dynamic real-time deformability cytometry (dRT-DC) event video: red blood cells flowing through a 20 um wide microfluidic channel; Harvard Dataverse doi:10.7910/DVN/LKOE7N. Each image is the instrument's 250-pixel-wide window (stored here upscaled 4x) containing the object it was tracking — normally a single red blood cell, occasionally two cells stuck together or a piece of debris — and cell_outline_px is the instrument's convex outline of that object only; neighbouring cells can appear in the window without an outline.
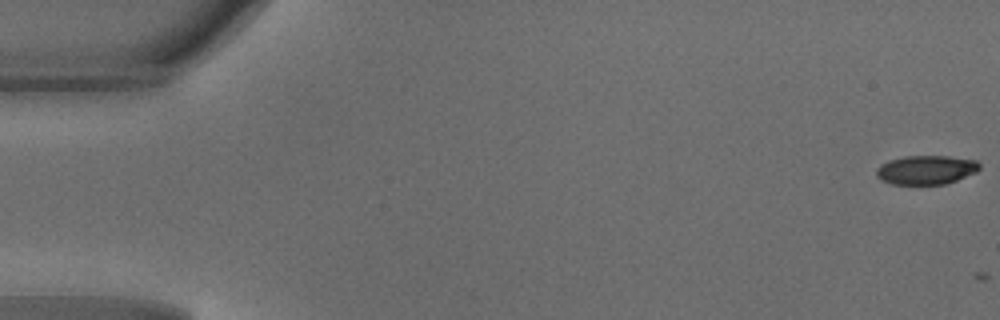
{"species": "common noctule bat (a hibernating species)", "species_latin": "Nyctalus noctula", "temperature_condition": "warm", "stored_images_in_passage": 2, "camera_frame_rate_fps": 3000, "um_per_image_px": 0.085, "animal": {"sex": "male", "body_mass_g": 18.8}, "frame": {"image": 1, "passage_image": 1, "time_ms": 0.0, "image_size_px": [1000, 320], "cell_outline_px": [[980, 168], [976, 172], [956, 180], [944, 184], [892, 184], [880, 180], [876, 176], [876, 168], [880, 164], [888, 160], [904, 156], [948, 156], [976, 160], [980, 164]], "centroid_in_image_um": [78.68, 14.43], "position_along_channel_um": 6.3, "area_um2": 17.51}}